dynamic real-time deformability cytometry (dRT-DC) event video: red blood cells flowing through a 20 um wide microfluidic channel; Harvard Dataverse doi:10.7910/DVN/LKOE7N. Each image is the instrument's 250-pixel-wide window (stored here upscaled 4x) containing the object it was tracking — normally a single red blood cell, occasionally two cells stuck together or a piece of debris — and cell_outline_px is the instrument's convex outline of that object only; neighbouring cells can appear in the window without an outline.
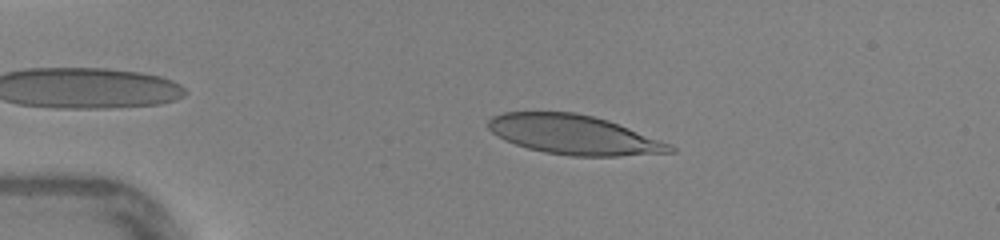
{"species": "human", "species_latin": "Homo sapiens", "temperature_condition": "warm", "stored_images_in_passage": 39, "camera_frame_rate_fps": 3000, "um_per_image_px": 0.085, "donor": {"sex": "female"}, "frame": {"image": 1, "passage_image": 8, "time_ms": 2.333, "image_size_px": [1000, 240], "cell_outline_px": [[676, 152], [620, 156], [572, 156], [544, 152], [528, 148], [504, 140], [492, 132], [488, 128], [488, 120], [492, 116], [504, 112], [576, 112], [608, 120], [672, 144], [676, 148]], "centroid_in_image_um": [48.8, 11.45], "position_along_channel_um": 36.2, "area_um2": 41.79}}
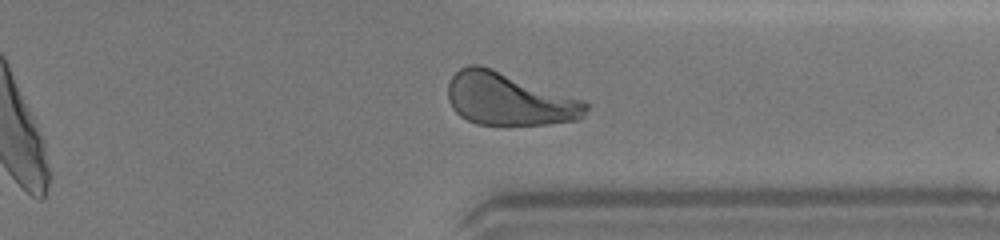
{"frame": {"image": 2, "passage_image": 34, "time_ms": 11.0, "image_size_px": [1000, 240], "cell_outline_px": [[588, 108], [584, 116], [576, 120], [548, 124], [476, 124], [460, 116], [452, 108], [448, 100], [448, 84], [452, 76], [460, 68], [468, 64], [480, 64], [492, 68], [584, 100], [588, 104]], "centroid_in_image_um": [43.25, 8.41], "position_along_channel_um": 368.2, "area_um2": 42.25}, "authors_computed_cell_mechanics": {"area_um2": 42.1362, "velocity_mm_per_s": 4.3611, "shape_relaxation_time_tau1_ms": 3.4577, "shape_relaxation_time_tau2_ms": null, "deformation_change_tau1": 0.1916, "deformation_change_tau2": null}}